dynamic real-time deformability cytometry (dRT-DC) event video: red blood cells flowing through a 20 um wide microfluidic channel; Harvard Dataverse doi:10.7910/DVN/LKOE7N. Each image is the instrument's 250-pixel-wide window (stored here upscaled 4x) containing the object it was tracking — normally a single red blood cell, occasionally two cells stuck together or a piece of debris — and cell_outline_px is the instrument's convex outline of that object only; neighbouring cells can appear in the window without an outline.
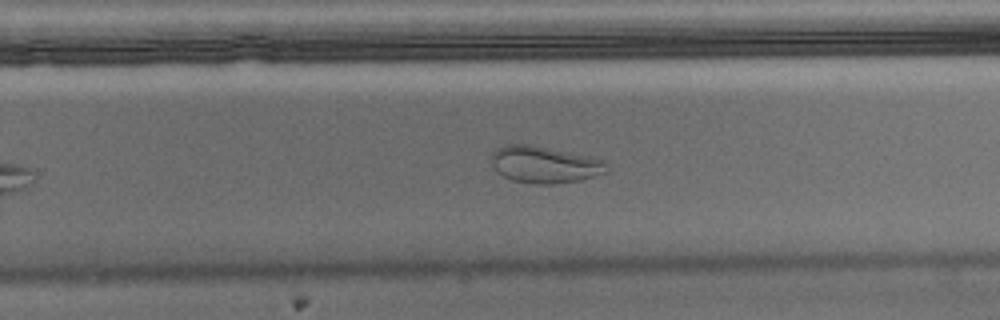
{"species": "Egyptian fruit bat (a non-hibernating species)", "species_latin": "Rousettus aegyptiacus", "temperature_condition": "warm", "stored_images_in_passage": 38, "camera_frame_rate_fps": 3000, "um_per_image_px": 0.085, "animal": {"sex": "male"}, "frame": {"image": 1, "passage_image": 22, "time_ms": 7.0, "image_size_px": [1000, 320], "cell_outline_px": [[608, 172], [580, 180], [552, 184], [536, 184], [512, 180], [496, 172], [492, 164], [492, 152], [496, 148], [504, 144], [528, 144], [604, 160]], "centroid_in_image_um": [46.23, 13.99], "position_along_channel_um": 283.6, "area_um2": 24.45}}
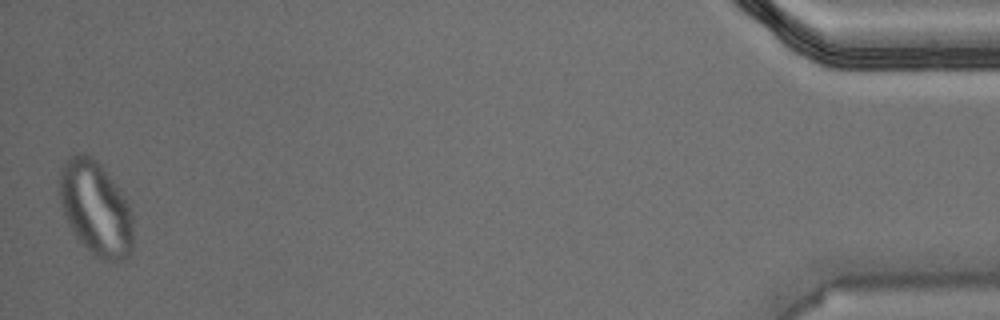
{"frame": {"image": 2, "passage_image": 38, "time_ms": 12.333, "image_size_px": [1000, 320], "cell_outline_px": [[132, 248], [128, 256], [116, 264], [104, 260], [96, 256], [80, 240], [68, 224], [60, 204], [60, 168], [76, 152], [84, 152], [92, 156], [100, 164], [116, 184], [124, 196], [132, 212]], "centroid_in_image_um": [8.15, 17.7], "position_along_channel_um": 427.1, "area_um2": 40.29}}